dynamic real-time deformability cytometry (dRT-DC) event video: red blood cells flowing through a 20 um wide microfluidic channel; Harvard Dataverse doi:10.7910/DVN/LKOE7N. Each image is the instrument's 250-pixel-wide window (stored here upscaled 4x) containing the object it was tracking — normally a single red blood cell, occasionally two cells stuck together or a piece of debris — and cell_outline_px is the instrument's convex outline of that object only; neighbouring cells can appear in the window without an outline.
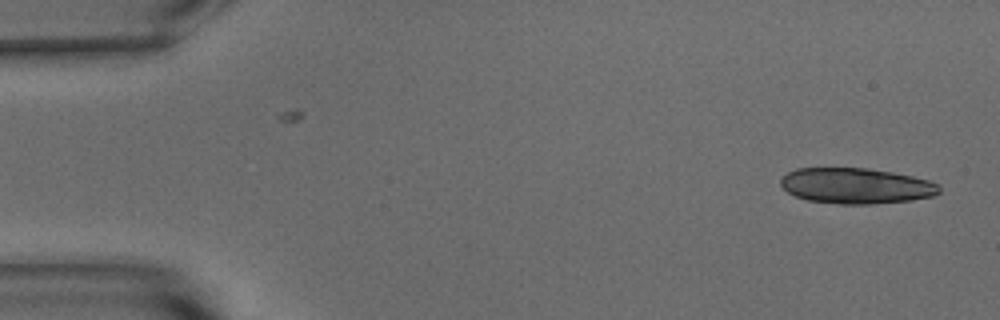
{"species": "common noctule bat (a hibernating species)", "species_latin": "Nyctalus noctula", "temperature_condition": "warm", "stored_images_in_passage": 18, "camera_frame_rate_fps": 3000, "um_per_image_px": 0.085, "animal": {"sex": "male", "body_mass_g": 15.6}, "frame": {"image": 1, "passage_image": 1, "time_ms": 0.0, "image_size_px": [1000, 320], "cell_outline_px": [[940, 192], [932, 196], [912, 200], [872, 204], [840, 204], [808, 200], [796, 196], [788, 192], [780, 184], [780, 176], [796, 168], [868, 168], [892, 172], [912, 176], [928, 180], [940, 184]], "centroid_in_image_um": [72.76, 15.79], "position_along_channel_um": 12.2, "area_um2": 33.06}}